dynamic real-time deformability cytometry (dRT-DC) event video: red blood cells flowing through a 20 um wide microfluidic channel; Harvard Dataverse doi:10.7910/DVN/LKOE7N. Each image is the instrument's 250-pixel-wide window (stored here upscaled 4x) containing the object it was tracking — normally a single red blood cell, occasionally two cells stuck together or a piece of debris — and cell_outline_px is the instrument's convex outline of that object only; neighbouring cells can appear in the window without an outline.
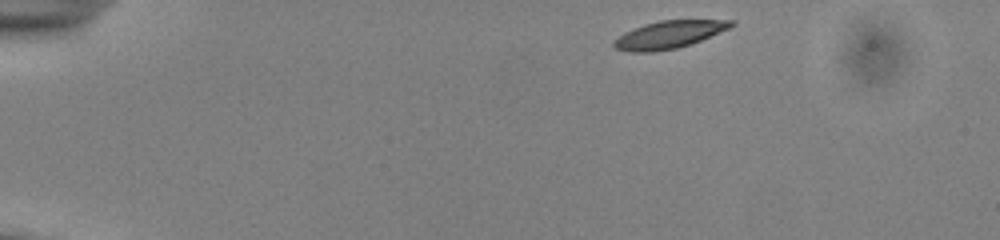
{"species": "common noctule bat (a hibernating species)", "species_latin": "Nyctalus noctula", "temperature_condition": "cold", "stored_images_in_passage": 46, "camera_frame_rate_fps": 3000, "um_per_image_px": 0.085, "animal": {"sex": "male", "body_mass_g": 13.0, "forearm_length_mm": 53.1}, "frame": {"image": 1, "passage_image": 1, "time_ms": 0.0, "image_size_px": [1000, 240], "cell_outline_px": [[736, 24], [728, 28], [692, 44], [676, 48], [652, 52], [628, 52], [616, 48], [612, 44], [612, 40], [624, 32], [644, 24], [660, 20], [736, 20]], "centroid_in_image_um": [56.83, 2.94], "position_along_channel_um": 28.2, "area_um2": 18.84}}
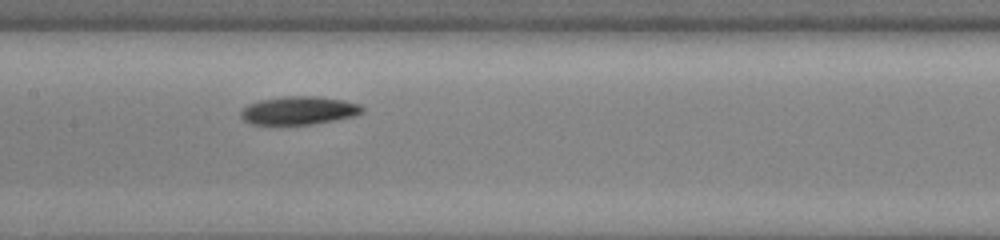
{"frame": {"image": 2, "passage_image": 20, "time_ms": 6.333, "image_size_px": [1000, 240], "cell_outline_px": [[364, 112], [352, 116], [312, 124], [252, 124], [244, 120], [240, 116], [240, 112], [248, 104], [260, 100], [288, 96], [316, 96], [344, 100], [360, 104], [364, 108]], "centroid_in_image_um": [25.41, 9.38], "position_along_channel_um": 182.0, "area_um2": 19.77}}
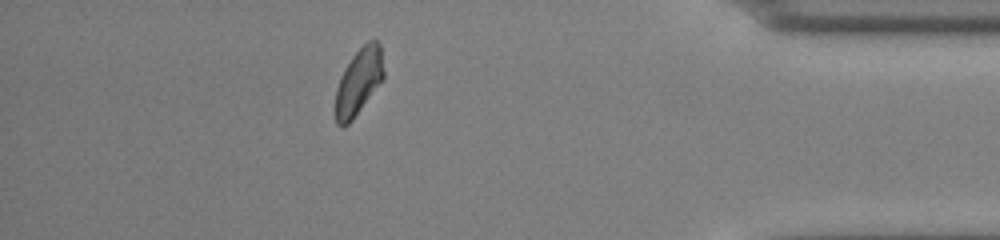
{"frame": {"image": 3, "passage_image": 40, "time_ms": 13.0, "image_size_px": [1000, 240], "cell_outline_px": [[384, 76], [352, 120], [344, 128], [340, 128], [336, 124], [332, 112], [332, 108], [336, 88], [340, 76], [344, 68], [352, 56], [368, 40], [376, 40], [380, 44], [384, 72]], "centroid_in_image_um": [30.4, 7.0], "position_along_channel_um": 404.8, "area_um2": 18.96}, "authors_computed_cell_mechanics": {"area_um2": 19.4786, "velocity_mm_per_s": 3.8626, "shape_relaxation_time_tau1_ms": 2.5812, "shape_relaxation_time_tau2_ms": null, "deformation_change_tau1": 0.1113, "deformation_change_tau2": null}}